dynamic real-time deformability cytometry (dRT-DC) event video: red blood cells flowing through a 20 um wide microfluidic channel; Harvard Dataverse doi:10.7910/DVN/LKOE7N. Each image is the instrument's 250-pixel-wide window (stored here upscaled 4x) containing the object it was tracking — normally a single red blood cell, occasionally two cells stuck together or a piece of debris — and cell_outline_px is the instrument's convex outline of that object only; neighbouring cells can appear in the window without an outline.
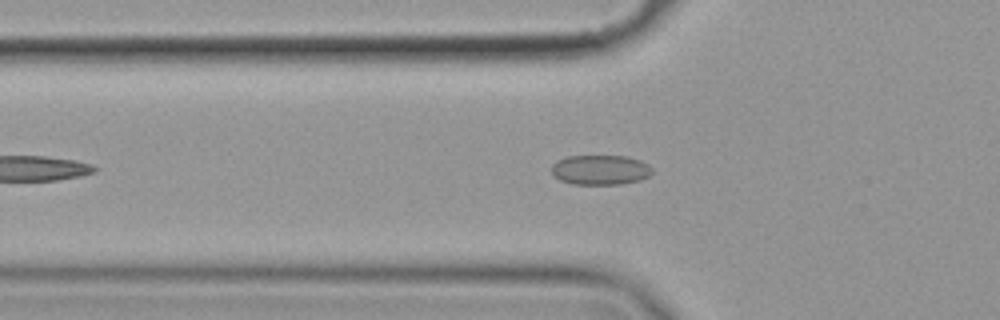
{"species": "common noctule bat (a hibernating species)", "species_latin": "Nyctalus noctula", "temperature_condition": "cold", "stored_images_in_passage": 48, "camera_frame_rate_fps": 3000, "um_per_image_px": 0.085, "animal": {"sex": "female", "body_mass_g": 19.9}, "frame": {"image": 1, "passage_image": 11, "time_ms": 3.333, "image_size_px": [1000, 320], "cell_outline_px": [[652, 172], [648, 176], [640, 180], [620, 184], [572, 184], [560, 180], [552, 176], [552, 164], [556, 160], [568, 156], [628, 156], [640, 160], [648, 164], [652, 168]], "centroid_in_image_um": [51.01, 14.43], "position_along_channel_um": 74.8, "area_um2": 17.63}}
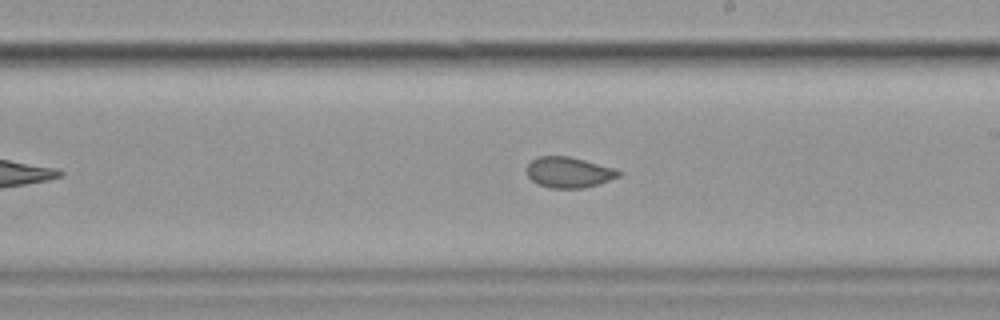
{"frame": {"image": 2, "passage_image": 25, "time_ms": 8.0, "image_size_px": [1000, 320], "cell_outline_px": [[624, 172], [620, 176], [584, 188], [552, 188], [536, 184], [528, 176], [528, 164], [536, 156], [568, 156], [584, 160], [612, 168]], "centroid_in_image_um": [48.33, 14.65], "position_along_channel_um": 240.7, "area_um2": 16.24}}
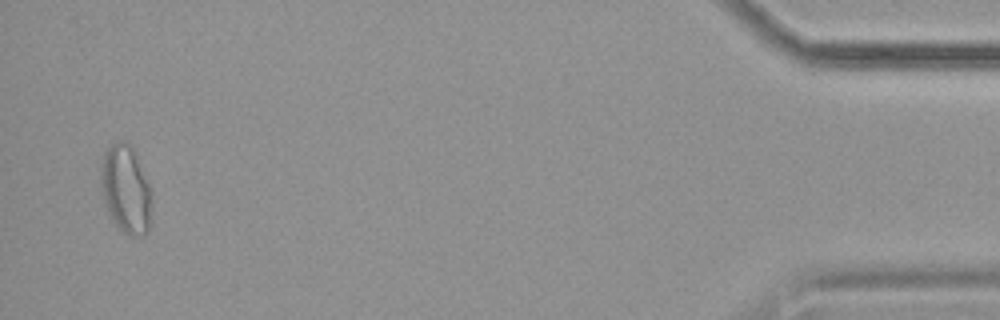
{"frame": {"image": 3, "passage_image": 47, "time_ms": 15.333, "image_size_px": [1000, 320], "cell_outline_px": [[152, 220], [148, 232], [144, 236], [128, 236], [112, 220], [108, 212], [100, 192], [100, 164], [104, 152], [112, 144], [120, 140], [124, 140], [132, 144], [152, 188]], "centroid_in_image_um": [10.72, 16.09], "position_along_channel_um": 424.5, "area_um2": 27.28}, "authors_computed_cell_mechanics": {"area_um2": 17.5712, "velocity_mm_per_s": 3.5487, "shape_relaxation_time_tau1_ms": null, "shape_relaxation_time_tau2_ms": 1.2316, "deformation_change_tau1": null, "deformation_change_tau2": 0.0611}}